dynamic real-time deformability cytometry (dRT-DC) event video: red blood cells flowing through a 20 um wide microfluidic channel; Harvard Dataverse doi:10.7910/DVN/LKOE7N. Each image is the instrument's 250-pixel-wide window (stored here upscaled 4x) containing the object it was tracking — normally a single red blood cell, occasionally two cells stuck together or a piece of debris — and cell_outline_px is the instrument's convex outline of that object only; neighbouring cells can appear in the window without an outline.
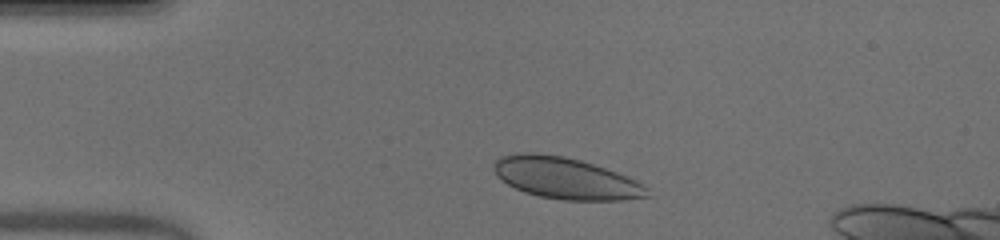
{"species": "human", "species_latin": "Homo sapiens", "temperature_condition": "warm", "stored_images_in_passage": 42, "camera_frame_rate_fps": 3000, "um_per_image_px": 0.085, "donor": {"sex": "male"}, "frame": {"image": 1, "passage_image": 1, "time_ms": 0.0, "image_size_px": [1000, 240], "cell_outline_px": [[652, 196], [624, 200], [564, 200], [540, 196], [524, 192], [500, 180], [496, 176], [492, 168], [496, 160], [500, 156], [524, 152], [536, 152], [564, 156], [580, 160], [628, 176], [636, 180], [648, 188]], "centroid_in_image_um": [48.08, 15.15], "position_along_channel_um": 36.9, "area_um2": 37.22}}
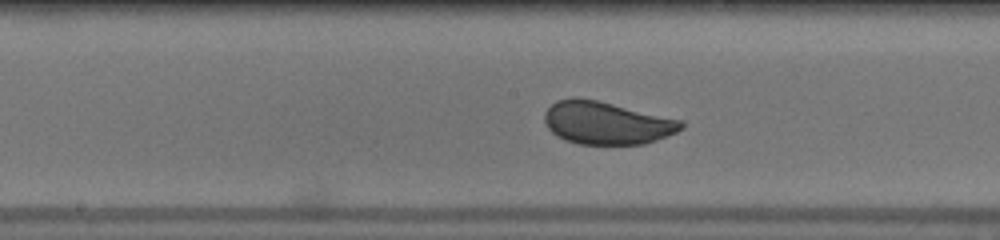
{"frame": {"image": 2, "passage_image": 16, "time_ms": 5.0, "image_size_px": [1000, 240], "cell_outline_px": [[684, 128], [676, 132], [656, 140], [644, 144], [580, 144], [564, 140], [556, 136], [548, 128], [544, 120], [544, 112], [556, 100], [572, 96], [596, 100], [684, 120]], "centroid_in_image_um": [51.55, 10.44], "position_along_channel_um": 196.6, "area_um2": 34.22}}
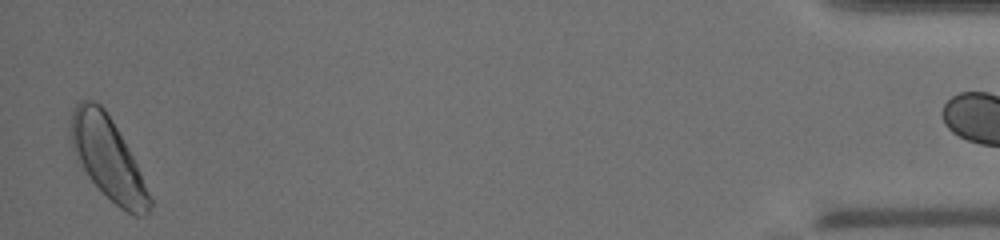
{"frame": {"image": 3, "passage_image": 40, "time_ms": 13.0, "image_size_px": [1000, 240], "cell_outline_px": [[152, 204], [148, 212], [144, 216], [136, 216], [120, 208], [88, 176], [72, 148], [68, 136], [72, 112], [76, 104], [80, 100], [92, 100], [100, 104], [104, 108], [112, 120], [128, 148], [140, 172], [152, 200]], "centroid_in_image_um": [9.15, 13.41], "position_along_channel_um": 426.1, "area_um2": 37.05}, "authors_computed_cell_mechanics": {"area_um2": 34.3043, "velocity_mm_per_s": 3.9737, "shape_relaxation_time_tau1_ms": 2.6536, "shape_relaxation_time_tau2_ms": null, "deformation_change_tau1": 0.0782, "deformation_change_tau2": null}}